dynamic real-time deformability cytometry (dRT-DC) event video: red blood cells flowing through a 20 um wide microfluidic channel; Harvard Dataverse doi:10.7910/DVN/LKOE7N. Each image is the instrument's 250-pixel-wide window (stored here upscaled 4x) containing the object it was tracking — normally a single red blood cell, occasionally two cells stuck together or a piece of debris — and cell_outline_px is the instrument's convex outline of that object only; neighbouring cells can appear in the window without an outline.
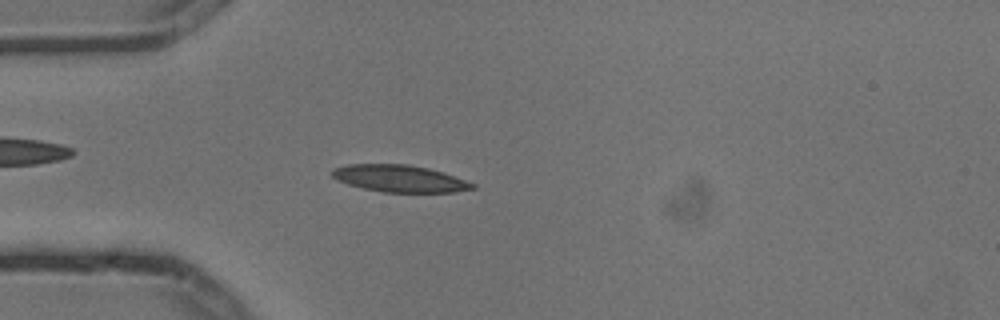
{"species": "common noctule bat (a hibernating species)", "species_latin": "Nyctalus noctula", "temperature_condition": "cold", "stored_images_in_passage": 3, "camera_frame_rate_fps": 3000, "um_per_image_px": 0.085, "animal": {"sex": "male", "body_mass_g": 13.3}, "frame": {"image": 1, "passage_image": 3, "time_ms": 0.667, "image_size_px": [1000, 320], "cell_outline_px": [[476, 188], [456, 192], [384, 192], [364, 188], [348, 184], [336, 180], [332, 176], [332, 168], [348, 164], [408, 164], [428, 168], [444, 172], [476, 184]], "centroid_in_image_um": [33.98, 15.17], "position_along_channel_um": 51.0, "area_um2": 22.14}}